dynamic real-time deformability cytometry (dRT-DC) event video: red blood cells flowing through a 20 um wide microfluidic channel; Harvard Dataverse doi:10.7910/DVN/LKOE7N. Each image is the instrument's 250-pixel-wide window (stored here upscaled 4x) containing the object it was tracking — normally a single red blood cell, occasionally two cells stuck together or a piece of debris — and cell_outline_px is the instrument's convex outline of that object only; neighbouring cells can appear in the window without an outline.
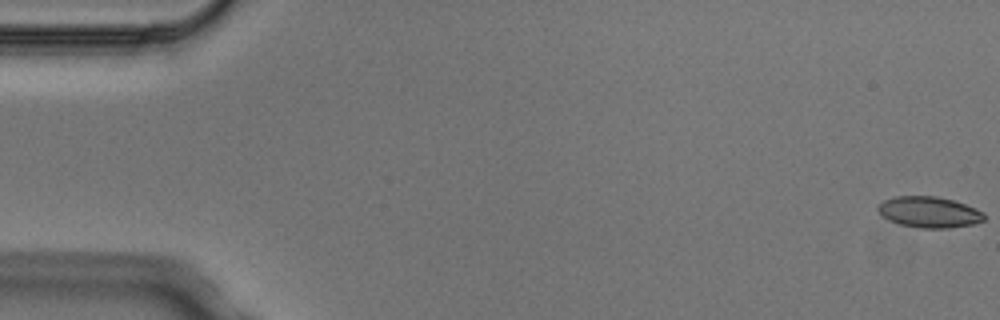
{"species": "Egyptian fruit bat (a non-hibernating species)", "species_latin": "Rousettus aegyptiacus", "temperature_condition": "cold", "stored_images_in_passage": 5, "camera_frame_rate_fps": 3000, "um_per_image_px": 0.085, "animal": {"sex": "male"}, "frame": {"image": 1, "passage_image": 1, "time_ms": 0.0, "image_size_px": [1000, 320], "cell_outline_px": [[984, 220], [972, 224], [948, 228], [920, 228], [900, 224], [888, 220], [876, 208], [876, 204], [884, 200], [896, 196], [936, 196], [952, 200], [976, 208], [984, 212]], "centroid_in_image_um": [78.95, 18.02], "position_along_channel_um": 6.0, "area_um2": 19.13}}
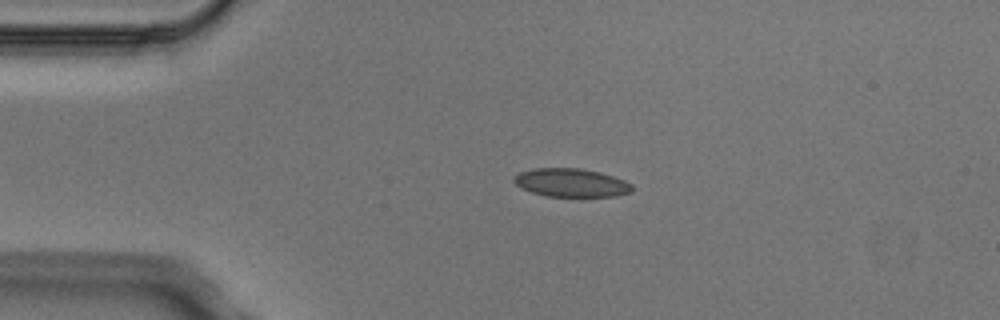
{"frame": {"image": 2, "passage_image": 4, "time_ms": 1.0, "image_size_px": [1000, 320], "cell_outline_px": [[632, 192], [616, 196], [544, 196], [520, 188], [512, 180], [512, 176], [520, 172], [532, 168], [580, 168], [600, 172], [624, 180], [632, 184]], "centroid_in_image_um": [48.51, 15.52], "position_along_channel_um": 36.5, "area_um2": 19.65}}